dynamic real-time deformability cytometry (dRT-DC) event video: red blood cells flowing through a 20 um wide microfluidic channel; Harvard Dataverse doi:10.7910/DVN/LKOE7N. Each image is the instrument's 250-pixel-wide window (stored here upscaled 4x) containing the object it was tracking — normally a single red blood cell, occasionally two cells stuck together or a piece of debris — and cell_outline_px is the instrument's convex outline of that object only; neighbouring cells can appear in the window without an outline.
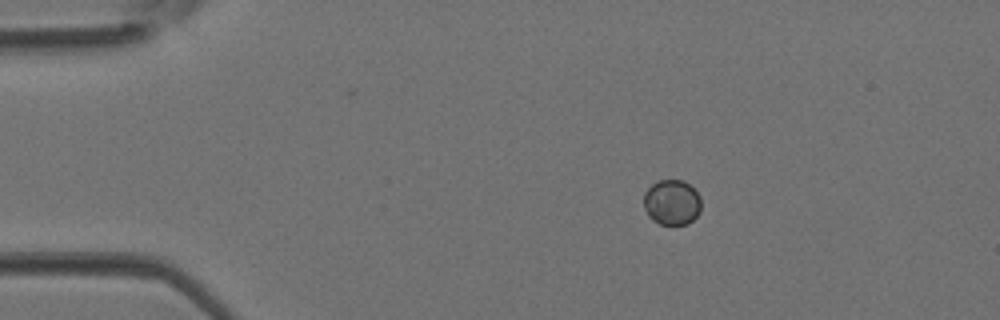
{"species": "Egyptian fruit bat (a non-hibernating species)", "species_latin": "Rousettus aegyptiacus", "temperature_condition": "room temperature", "stored_images_in_passage": 3, "camera_frame_rate_fps": 3000, "um_per_image_px": 0.085, "animal": {"sex": "female"}, "frame": {"image": 1, "passage_image": 2, "time_ms": 0.333, "image_size_px": [1000, 320], "cell_outline_px": [[700, 212], [688, 224], [660, 224], [652, 220], [648, 216], [644, 208], [644, 192], [656, 180], [684, 180], [700, 196]], "centroid_in_image_um": [57.09, 17.19], "position_along_channel_um": 27.9, "area_um2": 15.2}}